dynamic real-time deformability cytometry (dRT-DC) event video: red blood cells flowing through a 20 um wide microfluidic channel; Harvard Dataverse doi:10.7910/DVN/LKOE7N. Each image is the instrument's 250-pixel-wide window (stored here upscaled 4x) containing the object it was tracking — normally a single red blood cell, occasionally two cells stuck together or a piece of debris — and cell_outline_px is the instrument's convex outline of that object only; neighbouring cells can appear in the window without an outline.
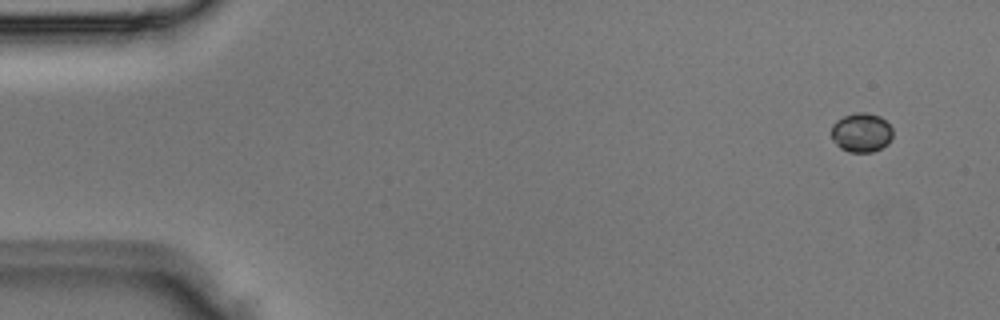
{"species": "Egyptian fruit bat (a non-hibernating species)", "species_latin": "Rousettus aegyptiacus", "temperature_condition": "room temperature", "stored_images_in_passage": 3, "camera_frame_rate_fps": 3000, "um_per_image_px": 0.085, "animal": {"sex": "male"}, "frame": {"image": 1, "passage_image": 1, "time_ms": 0.0, "image_size_px": [1000, 320], "cell_outline_px": [[892, 136], [888, 144], [872, 152], [848, 152], [840, 148], [832, 140], [832, 124], [836, 120], [844, 116], [856, 112], [864, 112], [880, 116], [892, 128]], "centroid_in_image_um": [73.2, 11.27], "position_along_channel_um": 11.8, "area_um2": 14.05}}
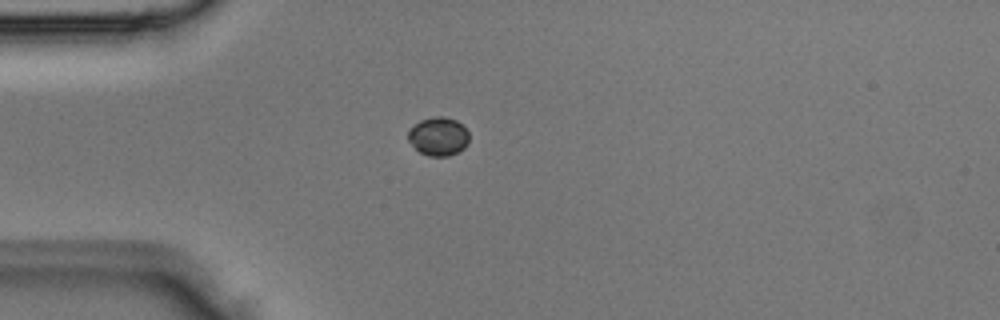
{"frame": {"image": 2, "passage_image": 3, "time_ms": 0.667, "image_size_px": [1000, 320], "cell_outline_px": [[468, 144], [464, 148], [448, 156], [428, 156], [420, 152], [408, 140], [408, 132], [420, 120], [432, 116], [444, 116], [456, 120], [468, 132]], "centroid_in_image_um": [37.27, 11.59], "position_along_channel_um": 47.7, "area_um2": 13.53}}